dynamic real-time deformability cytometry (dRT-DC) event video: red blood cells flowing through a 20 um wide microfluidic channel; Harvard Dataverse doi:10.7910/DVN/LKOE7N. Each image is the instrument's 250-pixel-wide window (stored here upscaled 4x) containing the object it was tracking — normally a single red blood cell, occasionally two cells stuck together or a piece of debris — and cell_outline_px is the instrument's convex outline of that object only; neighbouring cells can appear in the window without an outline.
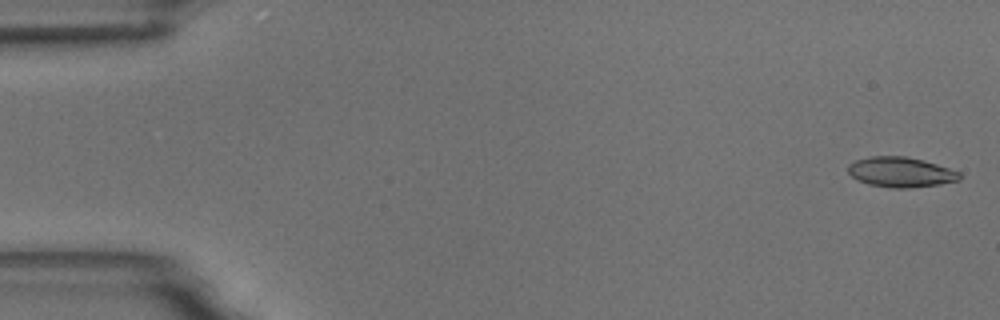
{"species": "common noctule bat (a hibernating species)", "species_latin": "Nyctalus noctula", "temperature_condition": "room temperature", "stored_images_in_passage": 5, "camera_frame_rate_fps": 3000, "um_per_image_px": 0.085, "animal": {"sex": "male", "body_mass_g": 18.8}, "frame": {"image": 1, "passage_image": 1, "time_ms": 0.0, "image_size_px": [1000, 320], "cell_outline_px": [[960, 180], [940, 184], [908, 188], [892, 188], [868, 184], [852, 176], [848, 172], [848, 164], [856, 160], [872, 156], [904, 156], [924, 160], [960, 172]], "centroid_in_image_um": [76.56, 14.63], "position_along_channel_um": 8.4, "area_um2": 19.42}}